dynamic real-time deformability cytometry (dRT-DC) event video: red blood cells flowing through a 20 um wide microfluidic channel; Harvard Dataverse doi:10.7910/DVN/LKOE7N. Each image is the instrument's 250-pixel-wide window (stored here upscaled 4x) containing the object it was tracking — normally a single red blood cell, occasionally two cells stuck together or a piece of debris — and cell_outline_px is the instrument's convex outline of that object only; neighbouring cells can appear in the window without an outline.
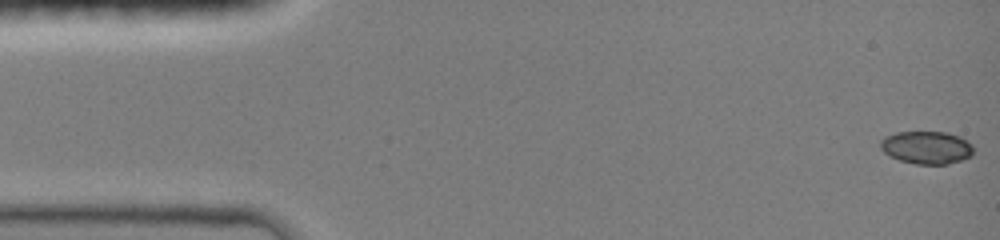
{"species": "common noctule bat (a hibernating species)", "species_latin": "Nyctalus noctula", "temperature_condition": "room temperature", "stored_images_in_passage": 46, "camera_frame_rate_fps": 3000, "um_per_image_px": 0.085, "animal": {"sex": "female", "body_mass_g": 19.0, "forearm_length_mm": 51.5}, "frame": {"image": 1, "passage_image": 1, "time_ms": 0.0, "image_size_px": [1000, 240], "cell_outline_px": [[972, 156], [948, 164], [916, 164], [900, 160], [884, 152], [880, 148], [880, 140], [884, 136], [896, 132], [948, 132], [960, 136], [972, 144]], "centroid_in_image_um": [78.76, 12.52], "position_along_channel_um": 6.2, "area_um2": 17.8}}
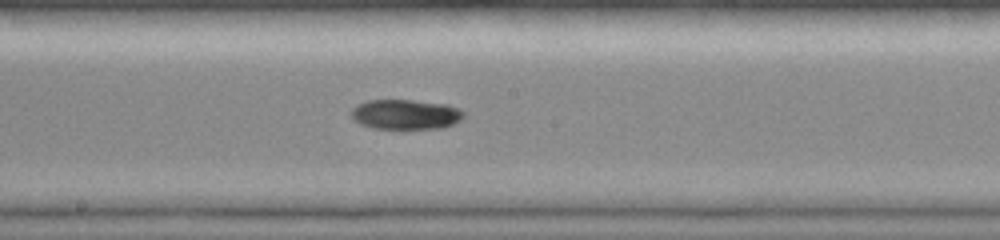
{"frame": {"image": 2, "passage_image": 22, "time_ms": 8.0, "image_size_px": [1000, 240], "cell_outline_px": [[464, 116], [460, 120], [444, 128], [372, 128], [360, 124], [352, 116], [352, 108], [368, 100], [412, 100], [448, 104], [464, 112]], "centroid_in_image_um": [34.5, 9.72], "position_along_channel_um": 213.7, "area_um2": 19.36}}
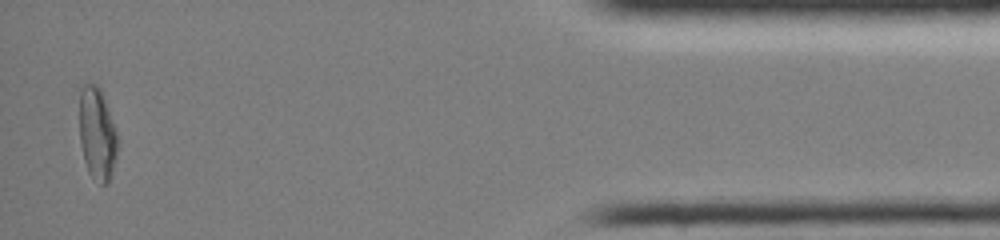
{"frame": {"image": 3, "passage_image": 46, "time_ms": 14.667, "image_size_px": [1000, 240], "cell_outline_px": [[120, 140], [116, 156], [108, 184], [100, 184], [88, 172], [84, 160], [80, 140], [80, 88], [84, 84], [96, 84], [100, 88], [104, 96], [116, 128]], "centroid_in_image_um": [8.28, 11.36], "position_along_channel_um": 426.9, "area_um2": 20.81}, "authors_computed_cell_mechanics": {"area_um2": 19.4208, "velocity_mm_per_s": 4.165, "shape_relaxation_time_tau1_ms": null, "shape_relaxation_time_tau2_ms": 7.6827, "deformation_change_tau1": null, "deformation_change_tau2": 0.0691}}